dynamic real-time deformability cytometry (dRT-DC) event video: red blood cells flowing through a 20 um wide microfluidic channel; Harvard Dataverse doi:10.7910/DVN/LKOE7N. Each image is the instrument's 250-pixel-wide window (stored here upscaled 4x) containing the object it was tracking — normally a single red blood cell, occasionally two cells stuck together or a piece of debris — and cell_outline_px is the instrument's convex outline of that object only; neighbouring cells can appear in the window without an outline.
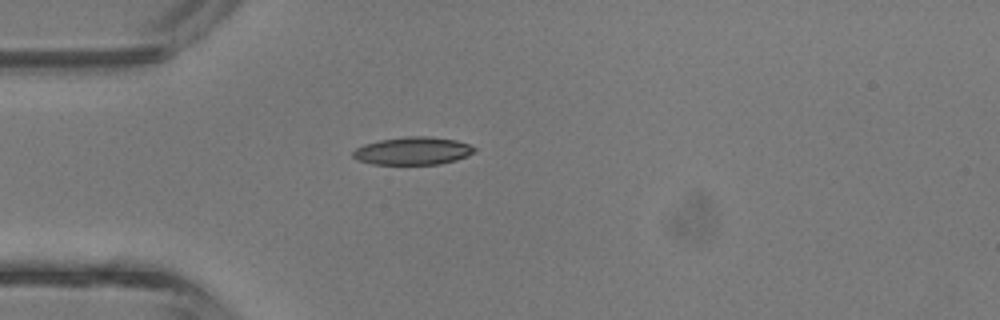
{"species": "common noctule bat (a hibernating species)", "species_latin": "Nyctalus noctula", "temperature_condition": "room temperature", "stored_images_in_passage": 32, "camera_frame_rate_fps": 3000, "um_per_image_px": 0.085, "animal": {"sex": "male", "body_mass_g": 13.3}, "frame": {"image": 1, "passage_image": 1, "time_ms": 0.0, "image_size_px": [1000, 320], "cell_outline_px": [[476, 152], [468, 156], [456, 160], [440, 164], [372, 164], [360, 160], [352, 156], [352, 152], [356, 148], [364, 144], [380, 140], [404, 136], [428, 136], [456, 140], [468, 144], [476, 148]], "centroid_in_image_um": [35.12, 12.82], "position_along_channel_um": 49.9, "area_um2": 19.71}}
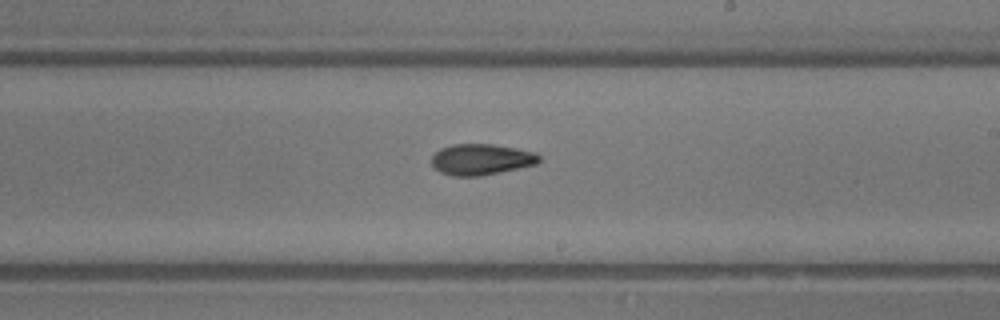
{"frame": {"image": 2, "passage_image": 14, "time_ms": 4.333, "image_size_px": [1000, 320], "cell_outline_px": [[540, 160], [536, 164], [480, 176], [452, 176], [440, 172], [432, 164], [432, 156], [440, 148], [452, 144], [492, 144], [516, 148], [536, 152], [540, 156]], "centroid_in_image_um": [40.9, 13.54], "position_along_channel_um": 248.1, "area_um2": 19.36}}
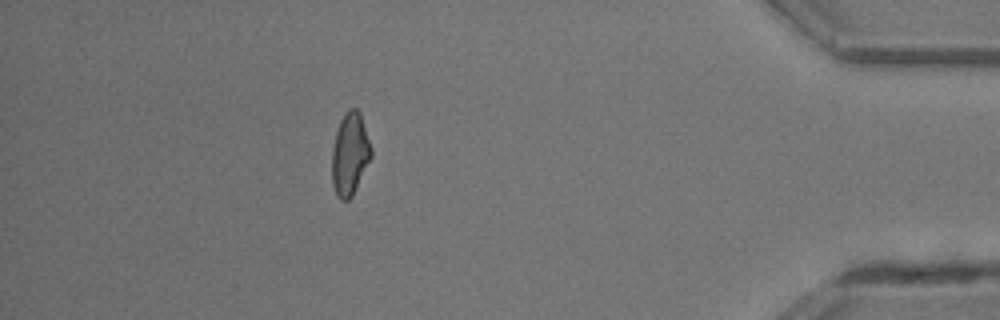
{"frame": {"image": 3, "passage_image": 27, "time_ms": 8.667, "image_size_px": [1000, 320], "cell_outline_px": [[372, 156], [352, 196], [348, 200], [340, 200], [336, 196], [332, 184], [332, 148], [336, 132], [340, 120], [348, 108], [356, 108], [360, 112], [372, 148]], "centroid_in_image_um": [29.74, 13.09], "position_along_channel_um": 405.5, "area_um2": 18.96}, "authors_computed_cell_mechanics": {"area_um2": 19.1896, "velocity_mm_per_s": 4.8199, "shape_relaxation_time_tau1_ms": 3.4884, "shape_relaxation_time_tau2_ms": 7.0891, "deformation_change_tau1": 0.1223, "deformation_change_tau2": 0.1587}}